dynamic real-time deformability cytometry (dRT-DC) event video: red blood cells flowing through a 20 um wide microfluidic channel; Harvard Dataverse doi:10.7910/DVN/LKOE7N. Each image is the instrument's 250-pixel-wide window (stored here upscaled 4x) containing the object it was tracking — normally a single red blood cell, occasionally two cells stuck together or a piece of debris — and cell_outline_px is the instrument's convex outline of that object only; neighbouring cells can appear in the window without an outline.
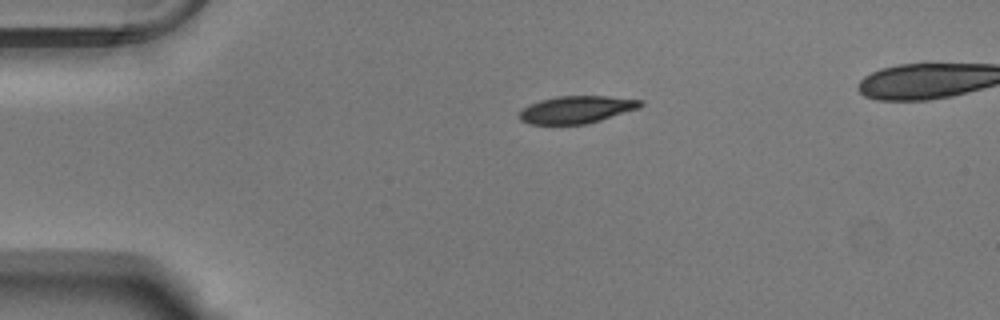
{"species": "Egyptian fruit bat (a non-hibernating species)", "species_latin": "Rousettus aegyptiacus", "temperature_condition": "warm", "stored_images_in_passage": 42, "camera_frame_rate_fps": 3000, "um_per_image_px": 0.085, "animal": {"sex": "male"}, "frame": {"image": 1, "passage_image": 1, "time_ms": 0.0, "image_size_px": [1000, 320], "cell_outline_px": [[644, 104], [640, 108], [588, 124], [528, 124], [520, 120], [520, 112], [524, 108], [540, 100], [556, 96], [608, 96], [644, 100]], "centroid_in_image_um": [49.06, 9.31], "position_along_channel_um": 35.9, "area_um2": 19.36}}
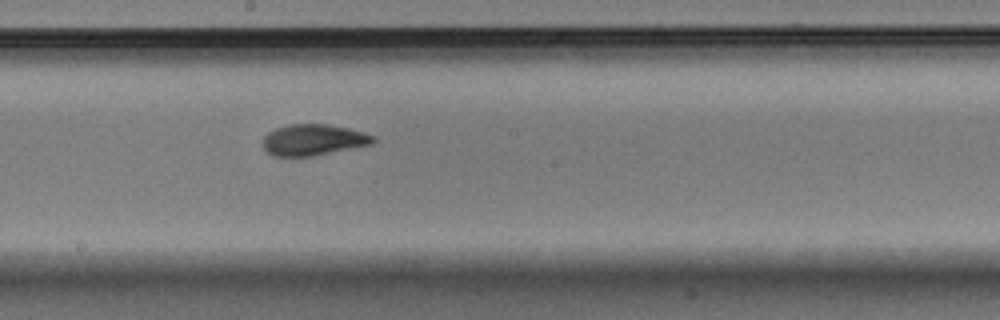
{"frame": {"image": 2, "passage_image": 19, "time_ms": 6.0, "image_size_px": [1000, 320], "cell_outline_px": [[376, 140], [372, 144], [312, 156], [272, 156], [264, 148], [264, 136], [268, 132], [276, 128], [288, 124], [328, 124], [348, 128], [364, 132], [376, 136]], "centroid_in_image_um": [26.65, 11.88], "position_along_channel_um": 221.5, "area_um2": 20.0}}
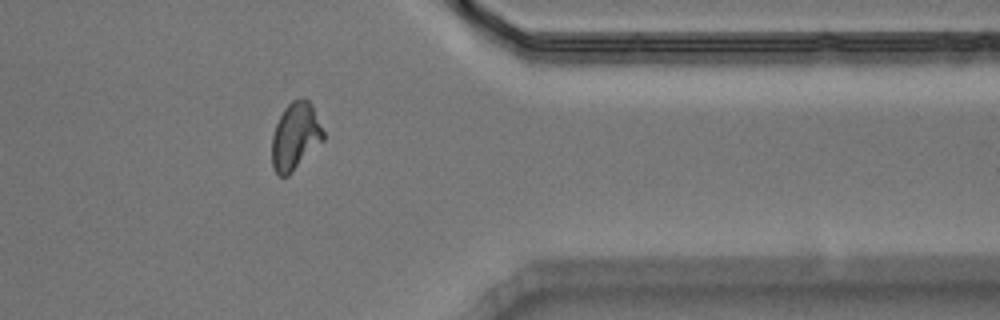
{"frame": {"image": 3, "passage_image": 33, "time_ms": 10.667, "image_size_px": [1000, 320], "cell_outline_px": [[324, 140], [288, 176], [280, 176], [272, 168], [272, 136], [276, 124], [284, 108], [292, 100], [304, 96], [312, 104], [324, 132]], "centroid_in_image_um": [25.11, 11.56], "position_along_channel_um": 386.3, "area_um2": 20.23}, "authors_computed_cell_mechanics": {"area_um2": 19.9988, "velocity_mm_per_s": 3.7813, "shape_relaxation_time_tau1_ms": 2.9735, "shape_relaxation_time_tau2_ms": 0.983, "deformation_change_tau1": 0.1651, "deformation_change_tau2": 0.0708}}